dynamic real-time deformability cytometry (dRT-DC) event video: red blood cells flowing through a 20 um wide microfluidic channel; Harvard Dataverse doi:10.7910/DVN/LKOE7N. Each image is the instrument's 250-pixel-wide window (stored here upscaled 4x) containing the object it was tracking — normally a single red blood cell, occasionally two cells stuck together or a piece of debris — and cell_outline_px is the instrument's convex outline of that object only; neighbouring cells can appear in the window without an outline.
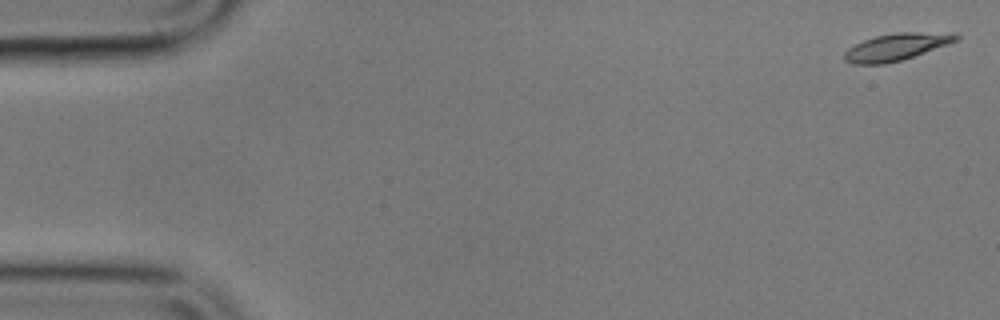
{"species": "common noctule bat (a hibernating species)", "species_latin": "Nyctalus noctula", "temperature_condition": "cold", "stored_images_in_passage": 6, "camera_frame_rate_fps": 3000, "um_per_image_px": 0.085, "animal": {"sex": "male", "body_mass_g": 17.9}, "frame": {"image": 1, "passage_image": 1, "time_ms": 0.0, "image_size_px": [1000, 320], "cell_outline_px": [[960, 40], [900, 60], [884, 64], [852, 64], [844, 60], [844, 52], [848, 48], [864, 40], [876, 36], [896, 32], [952, 32], [960, 36]], "centroid_in_image_um": [76.21, 3.97], "position_along_channel_um": 8.8, "area_um2": 17.57}}
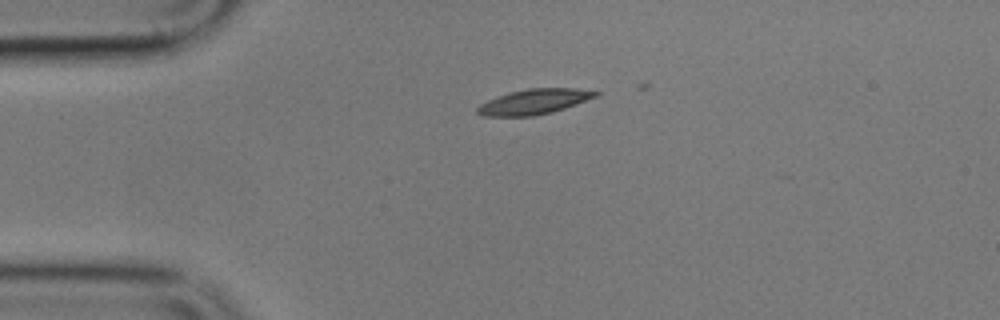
{"frame": {"image": 2, "passage_image": 4, "time_ms": 4.0, "image_size_px": [1000, 320], "cell_outline_px": [[600, 96], [552, 112], [532, 116], [480, 116], [476, 112], [476, 108], [480, 104], [496, 96], [508, 92], [528, 88], [576, 88], [600, 92]], "centroid_in_image_um": [45.39, 8.64], "position_along_channel_um": 39.6, "area_um2": 17.51}}